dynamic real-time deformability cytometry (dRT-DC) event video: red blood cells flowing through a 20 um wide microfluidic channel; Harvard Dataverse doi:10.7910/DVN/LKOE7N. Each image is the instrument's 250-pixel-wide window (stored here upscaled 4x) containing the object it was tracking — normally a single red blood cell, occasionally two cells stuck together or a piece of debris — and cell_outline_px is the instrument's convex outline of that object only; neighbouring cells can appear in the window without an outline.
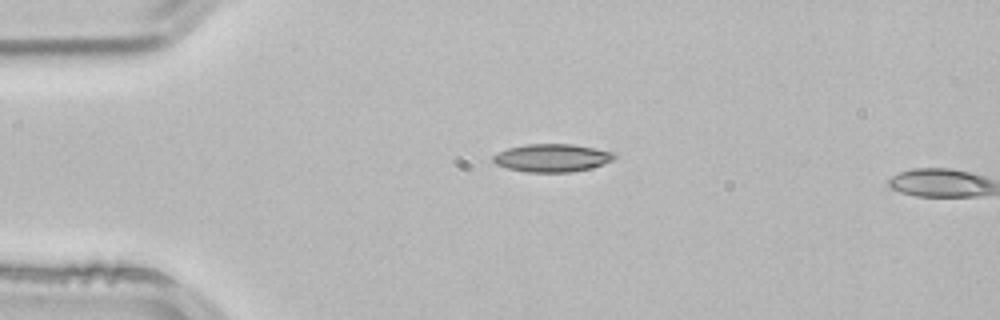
{"species": "common noctule bat (a hibernating species)", "species_latin": "Nyctalus noctula", "temperature_condition": "room temperature", "stored_images_in_passage": 3, "segment_of_instrument_passage": [1, 2], "camera_frame_rate_fps": 3000, "um_per_image_px": 0.085, "animal": {"sex": "male", "body_mass_g": 21.5, "forearm_length_mm": 52.0}, "frame": {"image": 1, "passage_image": 2, "time_ms": 0.333, "image_size_px": [1000, 320], "cell_outline_px": [[616, 156], [612, 160], [604, 164], [592, 168], [568, 172], [528, 172], [508, 168], [496, 164], [492, 160], [492, 156], [508, 148], [528, 144], [572, 144], [596, 148], [612, 152]], "centroid_in_image_um": [46.94, 13.42], "position_along_channel_um": 38.1, "area_um2": 19.59}}